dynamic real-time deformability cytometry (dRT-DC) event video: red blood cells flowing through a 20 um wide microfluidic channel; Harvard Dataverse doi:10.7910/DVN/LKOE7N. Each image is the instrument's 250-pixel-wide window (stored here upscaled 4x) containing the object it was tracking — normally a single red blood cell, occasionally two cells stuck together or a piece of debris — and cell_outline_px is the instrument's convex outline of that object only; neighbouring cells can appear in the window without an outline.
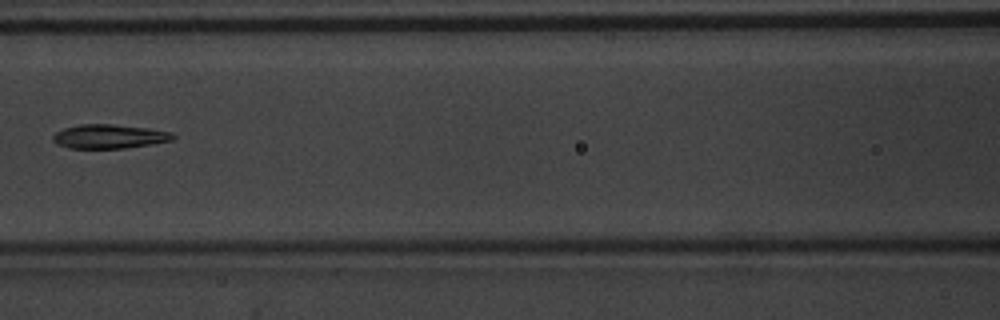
{"species": "common noctule bat (a hibernating species)", "species_latin": "Nyctalus noctula", "temperature_condition": "warm", "stored_images_in_passage": 3, "camera_frame_rate_fps": 3000, "um_per_image_px": 0.085, "animal": {"sex": "male", "body_mass_g": 20.1, "forearm_length_mm": 53.5}, "frame": {"image": 1, "passage_image": 3, "time_ms": 0.667, "image_size_px": [1000, 320], "cell_outline_px": [[176, 136], [172, 140], [152, 144], [124, 148], [68, 148], [56, 144], [52, 140], [52, 136], [56, 132], [64, 128], [80, 124], [112, 124], [148, 128], [172, 132]], "centroid_in_image_um": [9.27, 11.59], "position_along_channel_um": 157.3, "area_um2": 16.88}}